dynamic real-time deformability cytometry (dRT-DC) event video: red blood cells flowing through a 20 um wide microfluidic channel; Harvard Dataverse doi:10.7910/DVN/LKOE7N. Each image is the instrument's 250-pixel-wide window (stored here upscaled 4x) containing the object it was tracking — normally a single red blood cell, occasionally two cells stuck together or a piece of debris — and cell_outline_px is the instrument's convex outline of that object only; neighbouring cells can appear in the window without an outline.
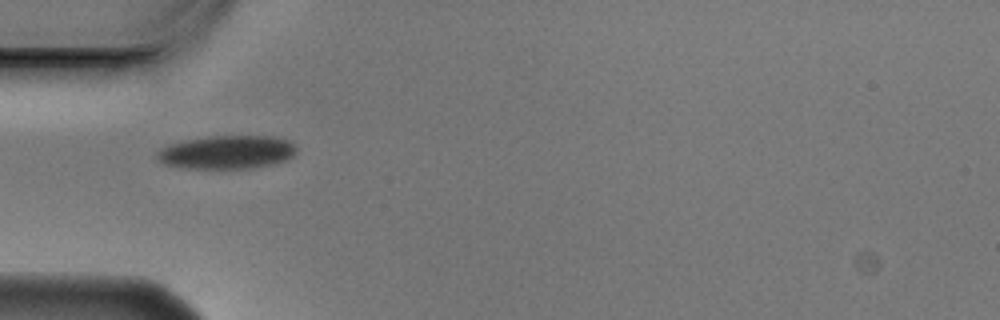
{"species": "Egyptian fruit bat (a non-hibernating species)", "species_latin": "Rousettus aegyptiacus", "temperature_condition": "cold", "stored_images_in_passage": 2, "camera_frame_rate_fps": 3000, "um_per_image_px": 0.085, "animal": {"sex": "male"}, "frame": {"image": 1, "passage_image": 1, "time_ms": 0.0, "image_size_px": [1000, 320], "cell_outline_px": [[296, 152], [288, 160], [272, 164], [252, 168], [180, 168], [164, 164], [156, 160], [156, 152], [160, 148], [168, 144], [180, 140], [208, 136], [272, 136], [288, 140], [296, 148]], "centroid_in_image_um": [19.22, 12.93], "position_along_channel_um": 65.8, "area_um2": 27.51}}
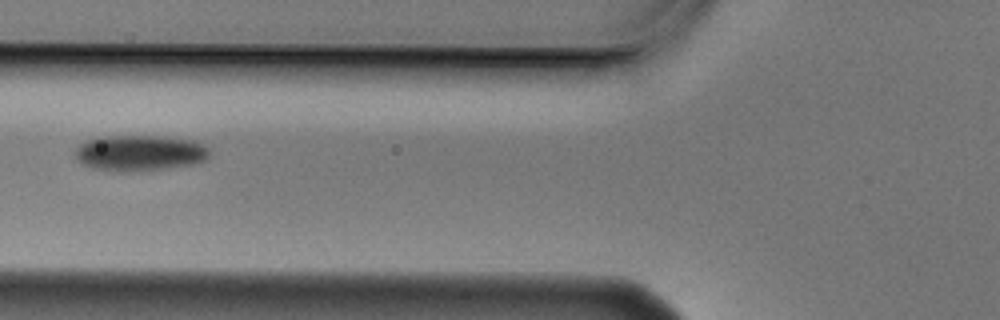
{"frame": {"image": 2, "passage_image": 2, "time_ms": 0.333, "image_size_px": [1000, 320], "cell_outline_px": [[208, 160], [192, 164], [168, 168], [124, 172], [116, 172], [92, 168], [80, 164], [72, 156], [76, 148], [84, 140], [96, 136], [164, 136], [196, 140], [204, 144], [208, 148]], "centroid_in_image_um": [11.82, 12.99], "position_along_channel_um": 114.0, "area_um2": 28.78}}